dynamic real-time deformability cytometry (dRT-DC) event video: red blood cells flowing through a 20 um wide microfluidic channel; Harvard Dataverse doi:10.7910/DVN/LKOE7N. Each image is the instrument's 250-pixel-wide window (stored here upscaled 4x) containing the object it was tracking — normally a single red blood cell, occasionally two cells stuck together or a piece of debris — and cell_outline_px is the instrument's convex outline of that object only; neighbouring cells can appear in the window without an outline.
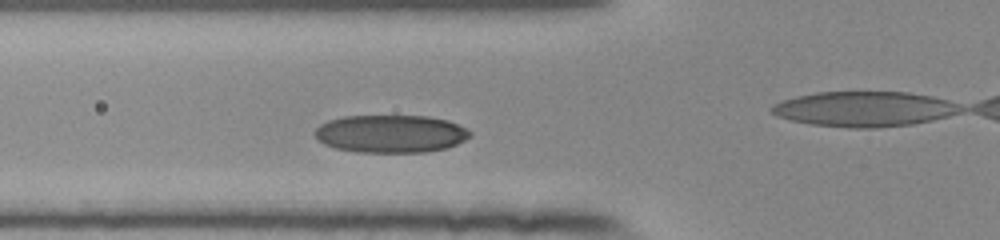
{"species": "human", "species_latin": "Homo sapiens", "temperature_condition": "room temperature", "stored_images_in_passage": 38, "camera_frame_rate_fps": 3000, "um_per_image_px": 0.085, "donor": {"sex": "female"}, "frame": {"image": 1, "passage_image": 11, "time_ms": 3.333, "image_size_px": [1000, 240], "cell_outline_px": [[472, 132], [464, 140], [448, 148], [424, 152], [356, 152], [336, 148], [324, 144], [312, 132], [320, 124], [328, 120], [344, 116], [428, 116], [448, 120], [468, 128]], "centroid_in_image_um": [33.21, 11.36], "position_along_channel_um": 92.6, "area_um2": 34.28}}
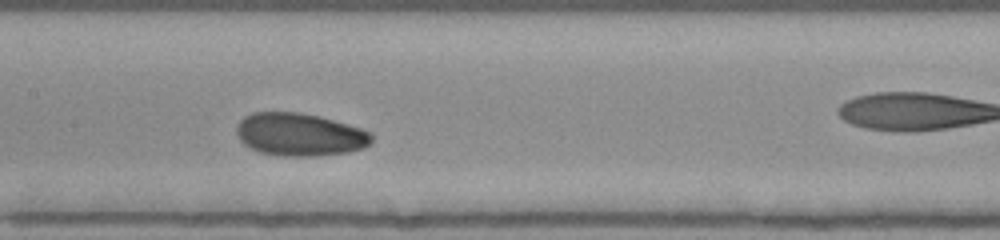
{"frame": {"image": 2, "passage_image": 18, "time_ms": 5.667, "image_size_px": [1000, 240], "cell_outline_px": [[372, 140], [364, 148], [348, 152], [316, 156], [284, 156], [260, 152], [244, 144], [240, 140], [236, 132], [236, 128], [240, 120], [244, 116], [252, 112], [296, 112], [320, 116], [348, 124], [372, 132]], "centroid_in_image_um": [25.48, 11.43], "position_along_channel_um": 181.9, "area_um2": 33.76}}
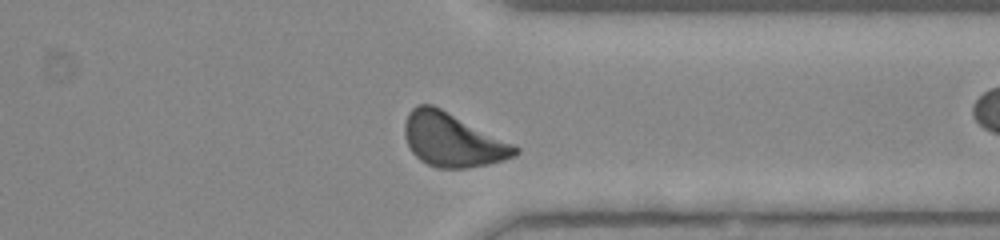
{"frame": {"image": 3, "passage_image": 33, "time_ms": 10.667, "image_size_px": [1000, 240], "cell_outline_px": [[520, 152], [516, 156], [504, 160], [488, 164], [468, 168], [436, 168], [420, 160], [412, 152], [404, 136], [404, 124], [408, 112], [416, 104], [432, 104], [520, 148]], "centroid_in_image_um": [38.44, 11.9], "position_along_channel_um": 373.0, "area_um2": 34.22}, "authors_computed_cell_mechanics": {"area_um2": 33.4084, "velocity_mm_per_s": 3.8304, "shape_relaxation_time_tau1_ms": 2.2001, "shape_relaxation_time_tau2_ms": 4.5825, "deformation_change_tau1": 0.0967, "deformation_change_tau2": 0.1025}}